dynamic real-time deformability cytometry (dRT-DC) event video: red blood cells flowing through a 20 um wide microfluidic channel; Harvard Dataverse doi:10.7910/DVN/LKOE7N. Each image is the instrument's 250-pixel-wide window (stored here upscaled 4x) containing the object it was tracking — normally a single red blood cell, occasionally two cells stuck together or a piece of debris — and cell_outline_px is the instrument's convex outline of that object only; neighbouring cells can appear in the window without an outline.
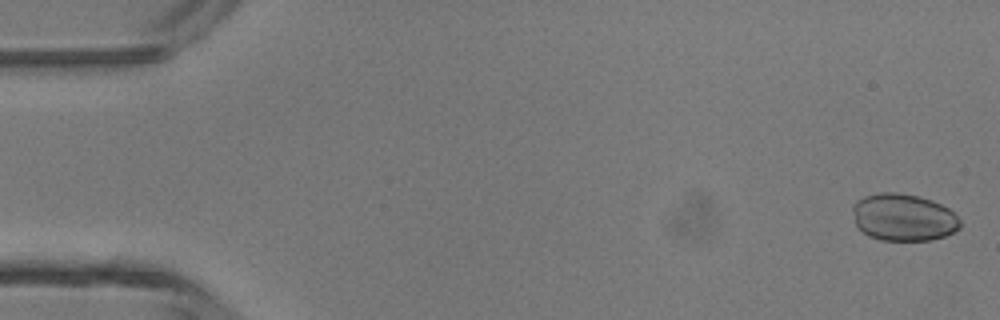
{"species": "common noctule bat (a hibernating species)", "species_latin": "Nyctalus noctula", "temperature_condition": "room temperature", "stored_images_in_passage": 46, "camera_frame_rate_fps": 3000, "um_per_image_px": 0.085, "animal": {"sex": "male", "body_mass_g": 13.3}, "frame": {"image": 1, "passage_image": 1, "time_ms": 0.0, "image_size_px": [1000, 320], "cell_outline_px": [[960, 228], [944, 236], [928, 240], [880, 240], [868, 236], [856, 228], [852, 208], [852, 204], [856, 200], [864, 196], [880, 192], [896, 192], [916, 196], [932, 200], [948, 208], [960, 220]], "centroid_in_image_um": [76.73, 18.47], "position_along_channel_um": 8.3, "area_um2": 29.65}}
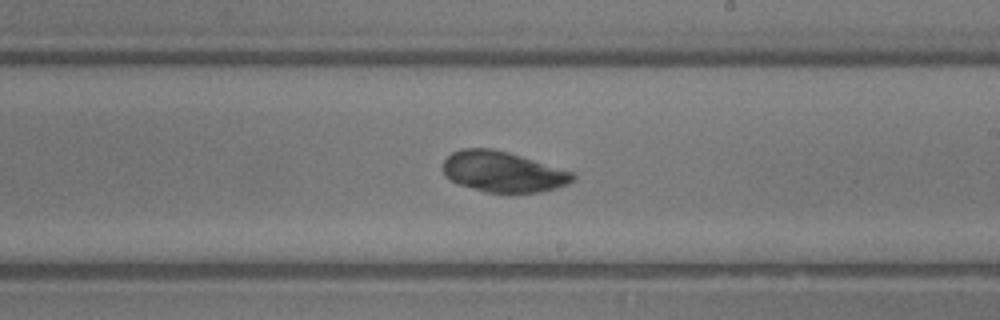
{"frame": {"image": 2, "passage_image": 27, "time_ms": 8.667, "image_size_px": [1000, 320], "cell_outline_px": [[576, 176], [568, 184], [556, 188], [540, 192], [508, 196], [484, 192], [460, 184], [444, 176], [444, 160], [452, 152], [460, 148], [492, 148], [508, 152], [572, 172]], "centroid_in_image_um": [42.74, 14.64], "position_along_channel_um": 246.3, "area_um2": 31.21}}
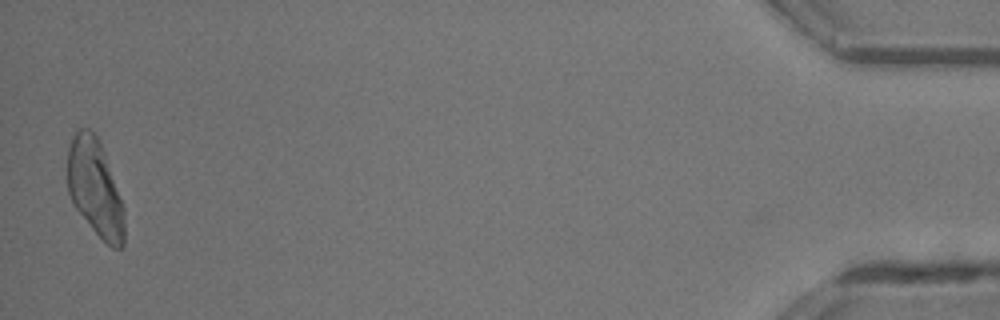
{"frame": {"image": 3, "passage_image": 46, "time_ms": 15.0, "image_size_px": [1000, 320], "cell_outline_px": [[124, 244], [120, 248], [112, 248], [92, 228], [76, 208], [68, 192], [68, 148], [72, 136], [80, 128], [88, 128], [96, 136], [104, 152], [124, 208]], "centroid_in_image_um": [8.08, 15.97], "position_along_channel_um": 427.1, "area_um2": 31.5}}